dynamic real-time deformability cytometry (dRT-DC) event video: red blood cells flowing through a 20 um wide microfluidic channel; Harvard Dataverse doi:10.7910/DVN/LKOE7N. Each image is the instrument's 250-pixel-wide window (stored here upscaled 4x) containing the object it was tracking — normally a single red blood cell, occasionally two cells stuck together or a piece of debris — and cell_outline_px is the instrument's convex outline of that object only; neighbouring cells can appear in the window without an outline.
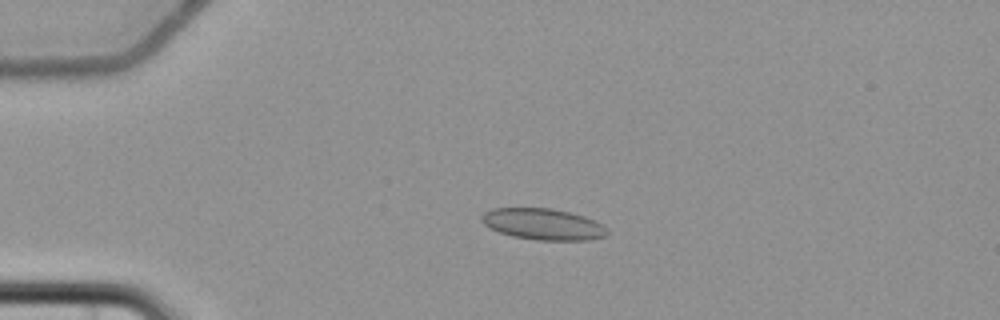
{"species": "common noctule bat (a hibernating species)", "species_latin": "Nyctalus noctula", "temperature_condition": "cold", "stored_images_in_passage": 4, "camera_frame_rate_fps": 3000, "um_per_image_px": 0.085, "animal": {"sex": "female", "body_mass_g": 22.7, "forearm_length_mm": 54.2}, "frame": {"image": 1, "passage_image": 3, "time_ms": 3.333, "image_size_px": [1000, 320], "cell_outline_px": [[608, 236], [588, 240], [536, 240], [512, 236], [488, 228], [480, 220], [480, 216], [484, 212], [492, 208], [552, 208], [584, 216], [604, 224], [608, 228]], "centroid_in_image_um": [46.17, 19.05], "position_along_channel_um": 38.8, "area_um2": 23.18}}